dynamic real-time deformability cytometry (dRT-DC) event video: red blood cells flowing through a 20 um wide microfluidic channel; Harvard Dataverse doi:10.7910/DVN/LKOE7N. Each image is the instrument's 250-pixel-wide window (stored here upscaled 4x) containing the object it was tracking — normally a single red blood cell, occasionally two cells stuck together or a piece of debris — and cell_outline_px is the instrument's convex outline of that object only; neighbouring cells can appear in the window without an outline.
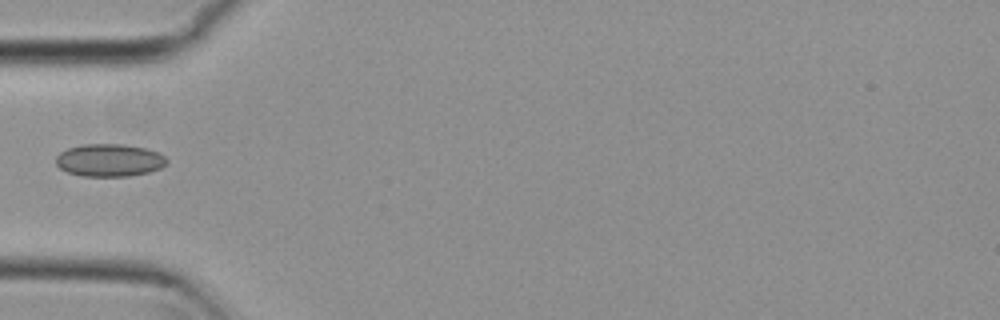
{"species": "common noctule bat (a hibernating species)", "species_latin": "Nyctalus noctula", "temperature_condition": "cold", "stored_images_in_passage": 6, "camera_frame_rate_fps": 3000, "um_per_image_px": 0.085, "animal": {"sex": "female", "body_mass_g": 29.2, "forearm_length_mm": 56.3}, "frame": {"image": 1, "passage_image": 6, "time_ms": 1.667, "image_size_px": [1000, 320], "cell_outline_px": [[168, 160], [160, 168], [148, 172], [128, 176], [80, 176], [68, 172], [60, 168], [56, 164], [56, 156], [60, 152], [68, 148], [80, 144], [124, 144], [144, 148], [156, 152], [164, 156]], "centroid_in_image_um": [9.25, 13.61], "position_along_channel_um": 75.7, "area_um2": 20.98}}